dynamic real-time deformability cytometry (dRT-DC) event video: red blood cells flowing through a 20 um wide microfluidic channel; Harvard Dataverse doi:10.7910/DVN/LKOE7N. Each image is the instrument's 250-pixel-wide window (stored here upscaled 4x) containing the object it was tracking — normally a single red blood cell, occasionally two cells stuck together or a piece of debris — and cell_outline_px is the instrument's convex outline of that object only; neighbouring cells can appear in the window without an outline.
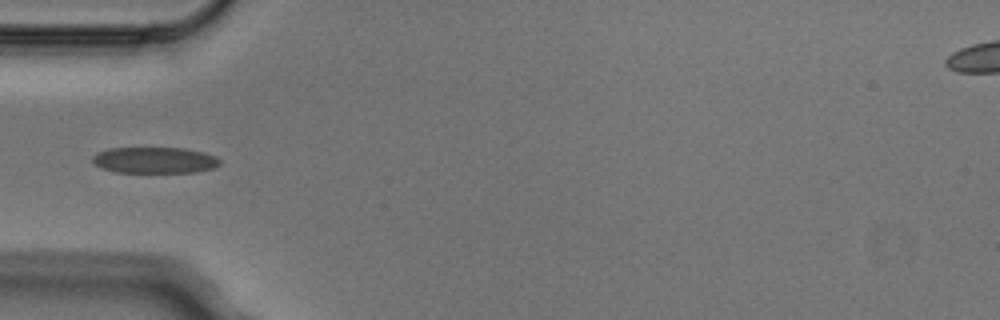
{"species": "Egyptian fruit bat (a non-hibernating species)", "species_latin": "Rousettus aegyptiacus", "temperature_condition": "cold", "stored_images_in_passage": 5, "camera_frame_rate_fps": 3000, "um_per_image_px": 0.085, "animal": {"sex": "male"}, "frame": {"image": 1, "passage_image": 5, "time_ms": 1.333, "image_size_px": [1000, 320], "cell_outline_px": [[220, 164], [212, 168], [196, 172], [116, 172], [100, 168], [92, 164], [92, 156], [96, 152], [108, 148], [184, 148], [204, 152], [216, 156], [220, 160]], "centroid_in_image_um": [13.1, 13.61], "position_along_channel_um": 71.9, "area_um2": 19.59}}